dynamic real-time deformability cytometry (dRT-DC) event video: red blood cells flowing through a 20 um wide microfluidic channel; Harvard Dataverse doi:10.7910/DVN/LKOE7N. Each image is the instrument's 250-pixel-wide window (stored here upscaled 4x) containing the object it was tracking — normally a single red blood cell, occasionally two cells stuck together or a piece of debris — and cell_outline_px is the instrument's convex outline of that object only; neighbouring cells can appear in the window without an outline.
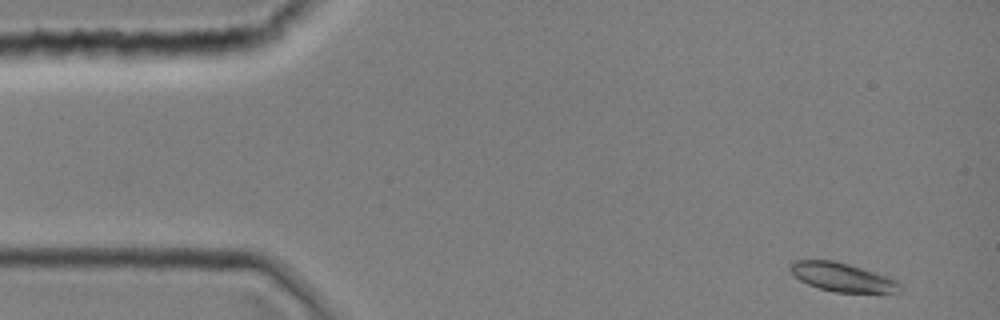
{"species": "common noctule bat (a hibernating species)", "species_latin": "Nyctalus noctula", "temperature_condition": "room temperature", "stored_images_in_passage": 8, "camera_frame_rate_fps": 3000, "um_per_image_px": 0.085, "animal": {"sex": "female", "body_mass_g": 19.0, "forearm_length_mm": 51.5}, "frame": {"image": 1, "passage_image": 1, "time_ms": 0.0, "image_size_px": [1000, 320], "cell_outline_px": [[900, 292], [836, 292], [820, 288], [808, 284], [800, 280], [788, 268], [788, 264], [792, 260], [832, 260], [848, 264], [888, 276], [896, 280], [900, 284]], "centroid_in_image_um": [71.56, 23.54], "position_along_channel_um": 13.4, "area_um2": 18.15}}
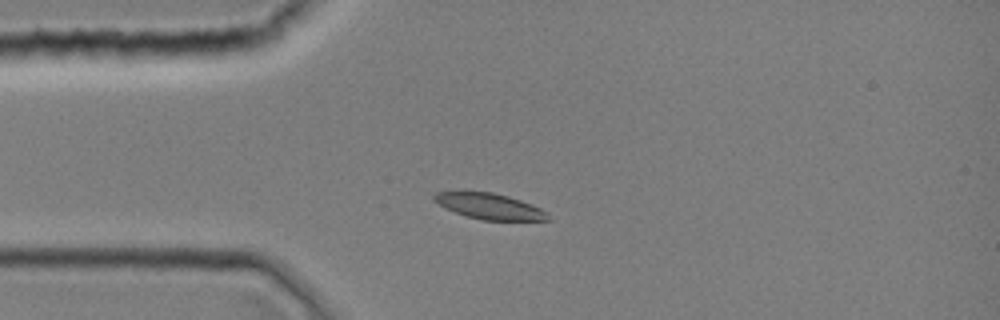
{"frame": {"image": 2, "passage_image": 8, "time_ms": 2.333, "image_size_px": [1000, 320], "cell_outline_px": [[552, 220], [484, 220], [468, 216], [444, 208], [432, 200], [432, 196], [436, 192], [464, 188], [492, 192], [508, 196], [520, 200], [540, 208], [548, 212]], "centroid_in_image_um": [41.52, 17.47], "position_along_channel_um": 43.5, "area_um2": 17.8}}